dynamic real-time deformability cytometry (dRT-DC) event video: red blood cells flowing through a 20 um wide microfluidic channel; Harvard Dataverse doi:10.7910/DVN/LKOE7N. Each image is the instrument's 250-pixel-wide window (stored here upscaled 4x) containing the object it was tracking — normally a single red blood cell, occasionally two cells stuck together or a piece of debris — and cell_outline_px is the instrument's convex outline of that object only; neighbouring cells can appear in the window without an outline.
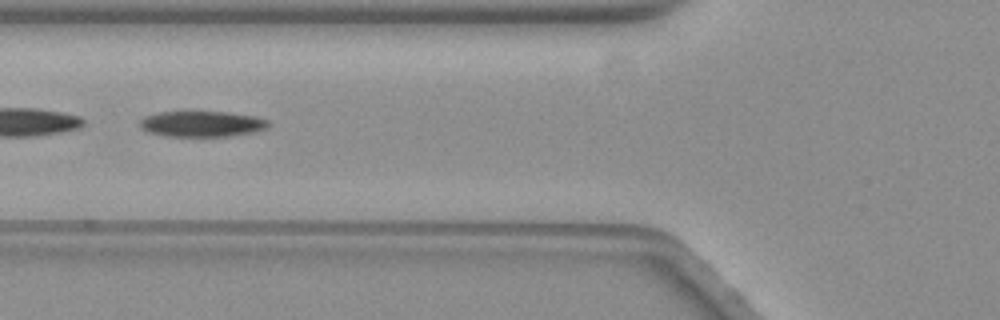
{"species": "common noctule bat (a hibernating species)", "species_latin": "Nyctalus noctula", "temperature_condition": "warm", "stored_images_in_passage": 30, "camera_frame_rate_fps": 3000, "um_per_image_px": 0.085, "animal": {"sex": "female", "body_mass_g": 19.3, "forearm_length_mm": 54.1}, "frame": {"image": 1, "passage_image": 9, "time_ms": 2.667, "image_size_px": [1000, 320], "cell_outline_px": [[268, 124], [264, 128], [252, 132], [228, 136], [164, 136], [148, 132], [140, 128], [140, 120], [144, 116], [160, 112], [228, 112], [252, 116], [268, 120]], "centroid_in_image_um": [17.08, 10.53], "position_along_channel_um": 108.7, "area_um2": 19.02}}